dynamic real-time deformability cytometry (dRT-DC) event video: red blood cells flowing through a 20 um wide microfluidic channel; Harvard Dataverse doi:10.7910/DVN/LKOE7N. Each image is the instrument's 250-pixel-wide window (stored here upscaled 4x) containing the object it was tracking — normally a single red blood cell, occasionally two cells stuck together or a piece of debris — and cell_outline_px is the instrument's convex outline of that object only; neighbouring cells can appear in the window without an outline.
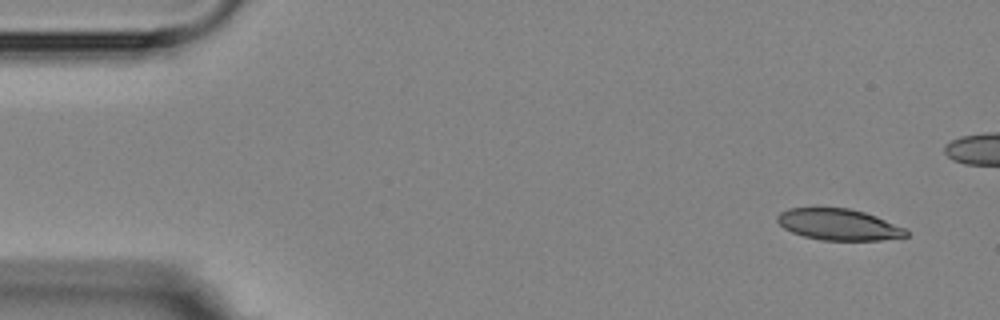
{"species": "Egyptian fruit bat (a non-hibernating species)", "species_latin": "Rousettus aegyptiacus", "temperature_condition": "room temperature", "stored_images_in_passage": 6, "camera_frame_rate_fps": 3000, "um_per_image_px": 0.085, "animal": {"sex": "female"}, "frame": {"image": 1, "passage_image": 1, "time_ms": 0.0, "image_size_px": [1000, 320], "cell_outline_px": [[908, 236], [880, 240], [820, 240], [804, 236], [792, 232], [784, 228], [776, 220], [776, 216], [780, 212], [788, 208], [848, 208], [864, 212], [876, 216], [904, 228], [908, 232]], "centroid_in_image_um": [71.26, 19.08], "position_along_channel_um": 13.7, "area_um2": 23.35}}